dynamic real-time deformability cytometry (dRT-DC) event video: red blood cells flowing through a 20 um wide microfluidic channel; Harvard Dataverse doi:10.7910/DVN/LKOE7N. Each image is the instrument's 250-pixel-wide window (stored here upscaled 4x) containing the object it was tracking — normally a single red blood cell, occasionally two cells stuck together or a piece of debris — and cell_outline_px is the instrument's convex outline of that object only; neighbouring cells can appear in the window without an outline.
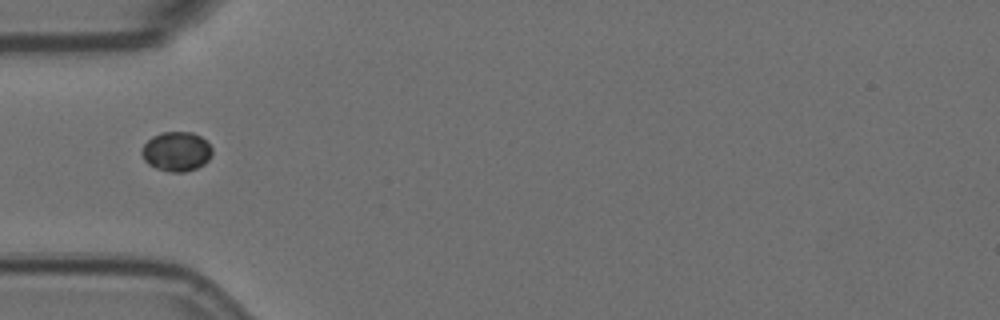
{"species": "Egyptian fruit bat (a non-hibernating species)", "species_latin": "Rousettus aegyptiacus", "temperature_condition": "room temperature", "stored_images_in_passage": 8, "camera_frame_rate_fps": 3000, "um_per_image_px": 0.085, "animal": {"sex": "female"}, "frame": {"image": 1, "passage_image": 4, "time_ms": 1.0, "image_size_px": [1000, 320], "cell_outline_px": [[212, 156], [204, 164], [196, 168], [184, 172], [168, 172], [156, 168], [148, 164], [144, 160], [140, 152], [144, 144], [152, 136], [160, 132], [192, 132], [200, 136], [212, 148]], "centroid_in_image_um": [14.98, 12.88], "position_along_channel_um": 70.0, "area_um2": 16.3}}
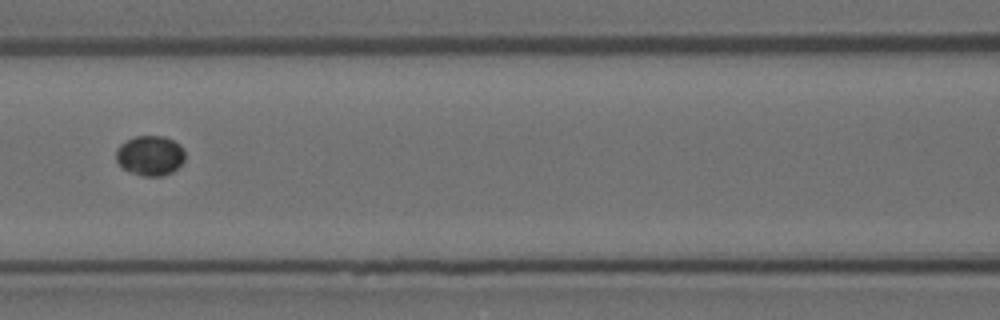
{"frame": {"image": 2, "passage_image": 6, "time_ms": 1.667, "image_size_px": [1000, 320], "cell_outline_px": [[184, 160], [172, 172], [160, 176], [144, 176], [132, 172], [124, 168], [116, 160], [116, 148], [120, 144], [136, 136], [164, 136], [180, 144], [184, 148]], "centroid_in_image_um": [12.77, 13.21], "position_along_channel_um": 153.8, "area_um2": 15.9}}
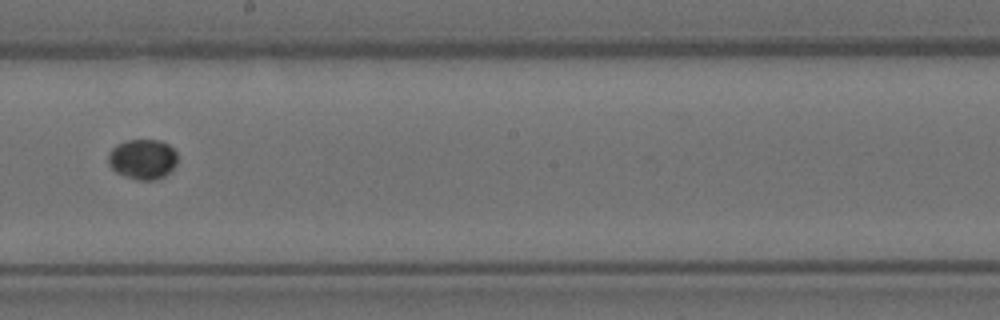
{"frame": {"image": 3, "passage_image": 8, "time_ms": 2.333, "image_size_px": [1000, 320], "cell_outline_px": [[176, 164], [164, 176], [156, 180], [136, 180], [124, 176], [116, 172], [108, 164], [108, 152], [116, 144], [128, 140], [160, 140], [168, 144], [176, 152]], "centroid_in_image_um": [12.1, 13.53], "position_along_channel_um": 236.1, "area_um2": 16.24}}